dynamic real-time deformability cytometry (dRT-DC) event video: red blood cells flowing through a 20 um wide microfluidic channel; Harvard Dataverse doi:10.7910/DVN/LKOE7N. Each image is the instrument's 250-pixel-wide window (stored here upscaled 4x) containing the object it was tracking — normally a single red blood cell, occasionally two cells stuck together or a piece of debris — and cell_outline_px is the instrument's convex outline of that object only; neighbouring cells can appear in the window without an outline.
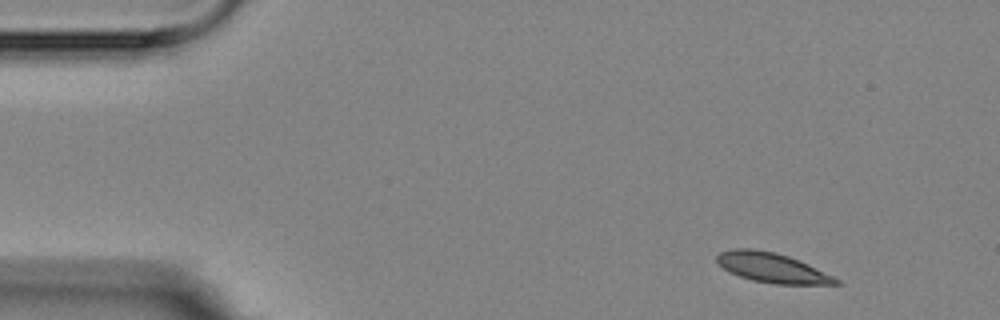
{"species": "Egyptian fruit bat (a non-hibernating species)", "species_latin": "Rousettus aegyptiacus", "temperature_condition": "room temperature", "stored_images_in_passage": 4, "camera_frame_rate_fps": 3000, "um_per_image_px": 0.085, "animal": {"sex": "female"}, "frame": {"image": 1, "passage_image": 1, "time_ms": 0.0, "image_size_px": [1000, 320], "cell_outline_px": [[844, 284], [776, 284], [752, 280], [728, 272], [716, 260], [716, 256], [720, 252], [732, 248], [752, 248], [776, 252], [788, 256], [808, 264], [840, 280]], "centroid_in_image_um": [65.6, 22.75], "position_along_channel_um": 19.4, "area_um2": 20.52}}
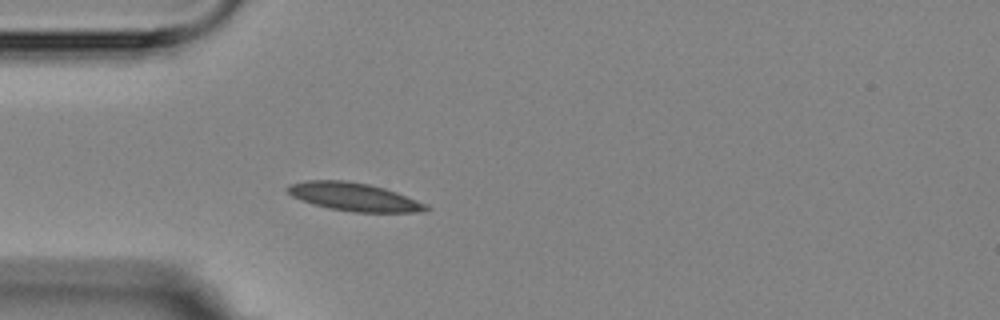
{"frame": {"image": 2, "passage_image": 4, "time_ms": 3.333, "image_size_px": [1000, 320], "cell_outline_px": [[432, 208], [424, 212], [352, 212], [328, 208], [312, 204], [300, 200], [292, 196], [284, 188], [288, 184], [308, 180], [344, 180], [368, 184], [384, 188], [396, 192], [428, 204]], "centroid_in_image_um": [30.08, 16.74], "position_along_channel_um": 54.9, "area_um2": 22.95}}